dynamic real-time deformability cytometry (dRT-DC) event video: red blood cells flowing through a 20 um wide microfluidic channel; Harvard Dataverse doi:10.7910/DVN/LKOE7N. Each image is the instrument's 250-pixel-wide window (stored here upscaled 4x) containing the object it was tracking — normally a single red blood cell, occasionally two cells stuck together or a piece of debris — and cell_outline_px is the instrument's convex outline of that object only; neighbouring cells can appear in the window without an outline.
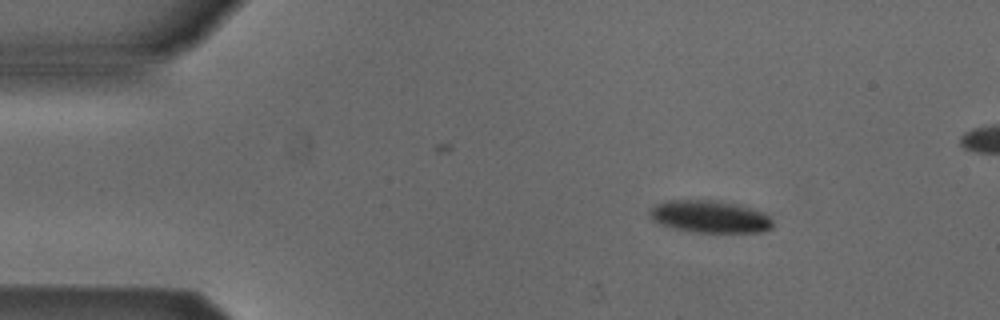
{"species": "Egyptian fruit bat (a non-hibernating species)", "species_latin": "Rousettus aegyptiacus", "temperature_condition": "cold", "stored_images_in_passage": 52, "segment_of_instrument_passage": [1, 2], "camera_frame_rate_fps": 3000, "um_per_image_px": 0.085, "animal": {"sex": "male"}, "frame": {"image": 1, "passage_image": 6, "time_ms": 1.667, "image_size_px": [1000, 320], "cell_outline_px": [[772, 228], [760, 232], [692, 232], [672, 228], [660, 224], [652, 220], [648, 216], [648, 208], [664, 200], [716, 200], [736, 204], [760, 212], [768, 216], [772, 220]], "centroid_in_image_um": [60.23, 18.41], "position_along_channel_um": 24.8, "area_um2": 23.24}}
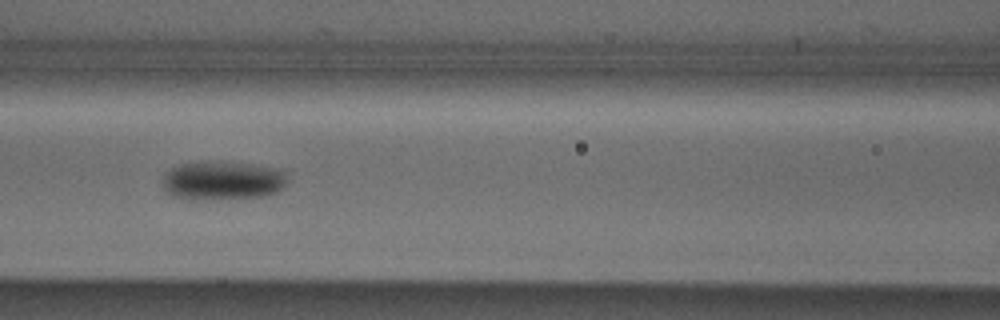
{"frame": {"image": 2, "passage_image": 21, "time_ms": 6.667, "image_size_px": [1000, 320], "cell_outline_px": [[284, 184], [276, 192], [264, 196], [196, 200], [192, 200], [176, 196], [164, 192], [160, 184], [160, 180], [172, 168], [180, 164], [248, 164], [268, 168], [284, 172]], "centroid_in_image_um": [18.8, 15.41], "position_along_channel_um": 147.8, "area_um2": 26.99}}
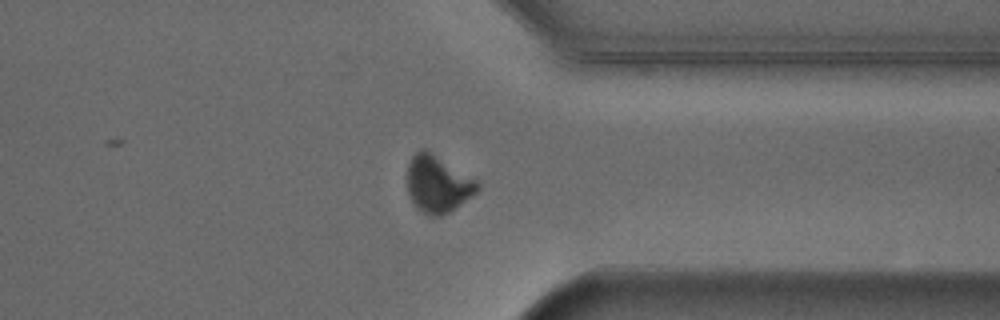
{"frame": {"image": 3, "passage_image": 39, "time_ms": 12.667, "image_size_px": [1000, 320], "cell_outline_px": [[480, 188], [476, 192], [448, 212], [440, 216], [428, 216], [416, 208], [408, 192], [408, 164], [412, 156], [420, 148], [424, 148], [432, 152], [476, 180], [480, 184]], "centroid_in_image_um": [37.18, 15.63], "position_along_channel_um": 374.2, "area_um2": 23.0}}